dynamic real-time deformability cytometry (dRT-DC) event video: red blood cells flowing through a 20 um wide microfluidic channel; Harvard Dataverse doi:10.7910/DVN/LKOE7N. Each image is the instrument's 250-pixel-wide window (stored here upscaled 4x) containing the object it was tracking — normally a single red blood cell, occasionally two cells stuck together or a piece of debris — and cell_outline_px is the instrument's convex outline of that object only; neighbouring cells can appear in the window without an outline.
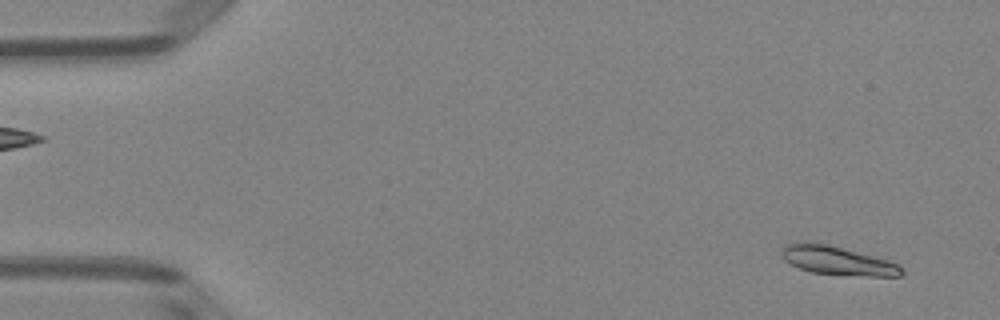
{"species": "Egyptian fruit bat (a non-hibernating species)", "species_latin": "Rousettus aegyptiacus", "temperature_condition": "room temperature", "stored_images_in_passage": 51, "camera_frame_rate_fps": 3000, "um_per_image_px": 0.085, "animal": {"sex": "female"}, "frame": {"image": 1, "passage_image": 3, "time_ms": 0.667, "image_size_px": [1000, 320], "cell_outline_px": [[904, 272], [900, 276], [868, 276], [812, 272], [800, 268], [784, 260], [780, 256], [780, 252], [788, 244], [804, 240], [808, 240], [828, 244], [888, 260], [900, 264], [904, 268]], "centroid_in_image_um": [71.18, 22.13], "position_along_channel_um": 13.8, "area_um2": 20.11}}
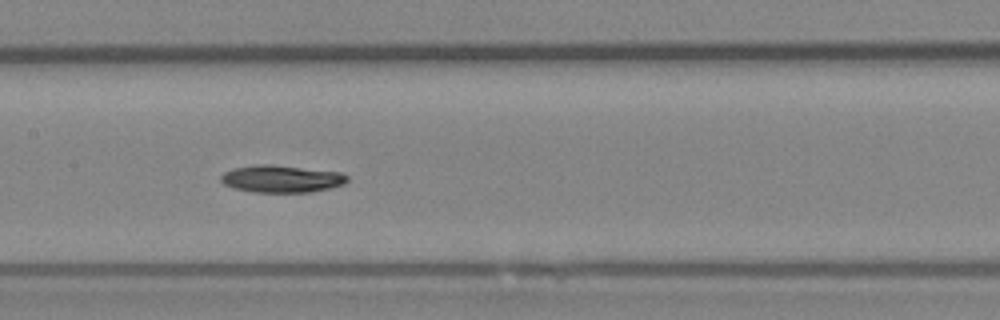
{"frame": {"image": 2, "passage_image": 25, "time_ms": 8.0, "image_size_px": [1000, 320], "cell_outline_px": [[348, 180], [344, 184], [312, 192], [252, 192], [232, 188], [224, 184], [220, 180], [220, 176], [224, 172], [232, 168], [256, 164], [268, 164], [340, 172], [348, 176]], "centroid_in_image_um": [23.88, 15.2], "position_along_channel_um": 183.5, "area_um2": 20.11}}
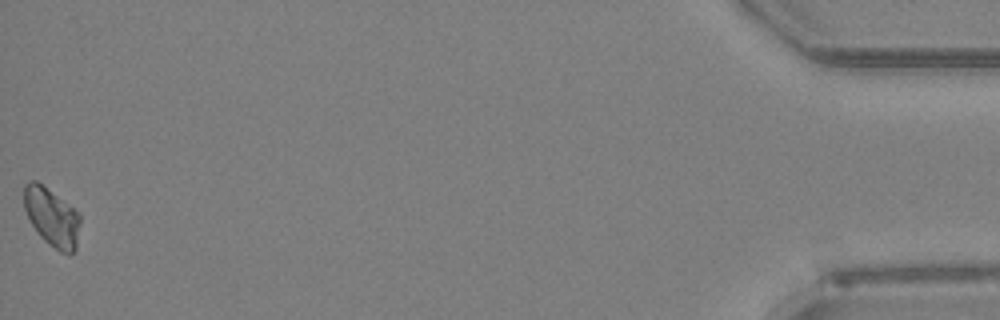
{"frame": {"image": 3, "passage_image": 51, "time_ms": 16.667, "image_size_px": [1000, 320], "cell_outline_px": [[80, 224], [76, 248], [68, 256], [60, 252], [44, 240], [40, 236], [32, 224], [24, 208], [24, 184], [28, 180], [36, 180], [80, 212]], "centroid_in_image_um": [4.42, 18.45], "position_along_channel_um": 430.8, "area_um2": 19.19}, "authors_computed_cell_mechanics": {"area_um2": 19.5364, "velocity_mm_per_s": 3.9597, "shape_relaxation_time_tau1_ms": 3.7829, "shape_relaxation_time_tau2_ms": null, "deformation_change_tau1": 0.1119, "deformation_change_tau2": null}}